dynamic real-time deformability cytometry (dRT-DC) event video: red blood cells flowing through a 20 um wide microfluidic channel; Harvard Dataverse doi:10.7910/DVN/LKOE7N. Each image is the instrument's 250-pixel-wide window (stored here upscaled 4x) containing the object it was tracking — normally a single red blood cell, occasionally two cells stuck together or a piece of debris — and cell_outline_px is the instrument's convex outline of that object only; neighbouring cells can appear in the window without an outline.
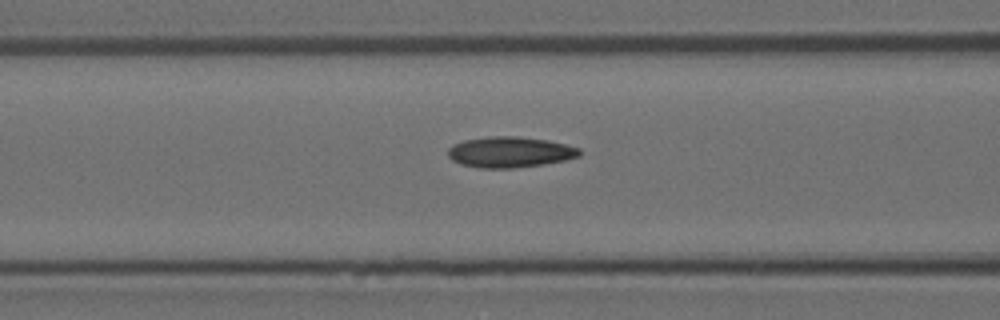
{"species": "Egyptian fruit bat (a non-hibernating species)", "species_latin": "Rousettus aegyptiacus", "temperature_condition": "room temperature", "stored_images_in_passage": 15, "camera_frame_rate_fps": 3000, "um_per_image_px": 0.085, "animal": {"sex": "female"}, "frame": {"image": 1, "passage_image": 13, "time_ms": 4.0, "image_size_px": [1000, 320], "cell_outline_px": [[580, 156], [564, 160], [544, 164], [512, 168], [476, 168], [460, 164], [452, 160], [448, 156], [448, 148], [452, 144], [464, 140], [492, 136], [516, 136], [548, 140], [580, 148]], "centroid_in_image_um": [43.31, 12.93], "position_along_channel_um": 123.3, "area_um2": 23.64}}